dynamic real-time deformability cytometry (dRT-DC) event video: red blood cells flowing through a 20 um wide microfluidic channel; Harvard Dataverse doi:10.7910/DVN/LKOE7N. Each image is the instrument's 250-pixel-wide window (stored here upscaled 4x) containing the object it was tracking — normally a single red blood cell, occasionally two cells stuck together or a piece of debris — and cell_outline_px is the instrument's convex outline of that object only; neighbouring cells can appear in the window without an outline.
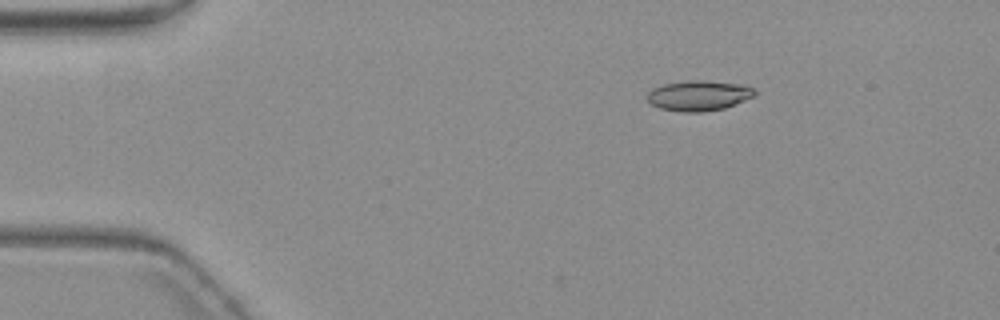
{"species": "common noctule bat (a hibernating species)", "species_latin": "Nyctalus noctula", "temperature_condition": "warm", "stored_images_in_passage": 5, "camera_frame_rate_fps": 3000, "um_per_image_px": 0.085, "animal": {"sex": "female", "body_mass_g": 19.3, "forearm_length_mm": 54.1}, "frame": {"image": 1, "passage_image": 2, "time_ms": 1.333, "image_size_px": [1000, 320], "cell_outline_px": [[756, 96], [724, 108], [704, 112], [680, 112], [660, 108], [652, 104], [648, 100], [648, 92], [652, 88], [664, 84], [688, 80], [704, 80], [744, 84], [752, 88], [756, 92]], "centroid_in_image_um": [59.41, 8.12], "position_along_channel_um": 25.6, "area_um2": 19.07}}